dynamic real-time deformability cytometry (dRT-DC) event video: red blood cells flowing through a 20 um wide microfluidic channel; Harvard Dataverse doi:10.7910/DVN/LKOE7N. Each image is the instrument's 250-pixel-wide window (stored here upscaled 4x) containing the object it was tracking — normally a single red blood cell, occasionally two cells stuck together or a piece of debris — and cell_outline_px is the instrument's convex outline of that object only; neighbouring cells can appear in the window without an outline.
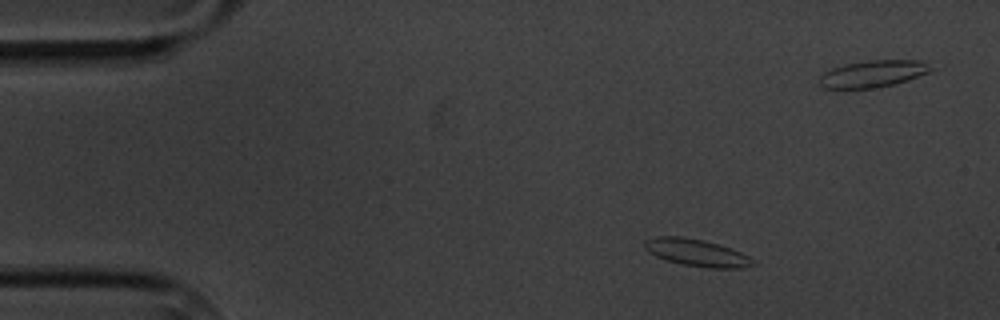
{"species": "common noctule bat (a hibernating species)", "species_latin": "Nyctalus noctula", "temperature_condition": "cold", "stored_images_in_passage": 15, "camera_frame_rate_fps": 3000, "um_per_image_px": 0.085, "animal": {"sex": "male", "body_mass_g": 20.1, "forearm_length_mm": 53.5}, "frame": {"image": 1, "passage_image": 2, "time_ms": 1.0, "image_size_px": [1000, 320], "cell_outline_px": [[756, 264], [744, 268], [708, 268], [684, 264], [668, 260], [656, 256], [648, 252], [644, 248], [644, 240], [656, 236], [680, 236], [704, 240], [732, 248], [756, 260]], "centroid_in_image_um": [59.24, 21.47], "position_along_channel_um": 25.8, "area_um2": 17.22}}
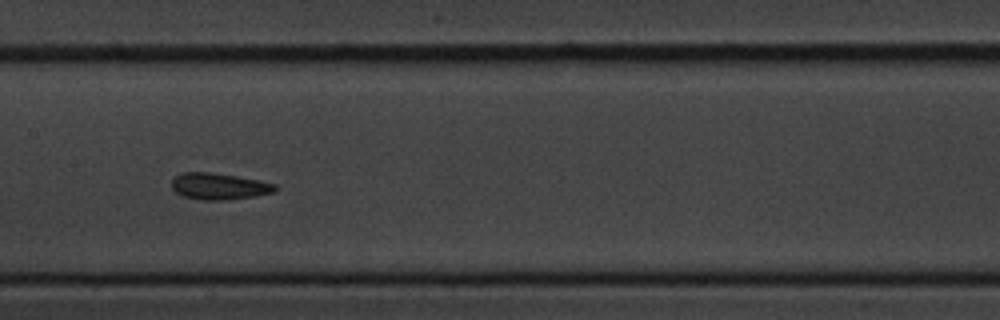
{"frame": {"image": 2, "passage_image": 7, "time_ms": 7.667, "image_size_px": [1000, 320], "cell_outline_px": [[280, 188], [276, 192], [256, 196], [228, 200], [200, 200], [184, 196], [176, 192], [172, 188], [172, 180], [180, 172], [212, 172], [236, 176], [276, 184]], "centroid_in_image_um": [18.65, 15.84], "position_along_channel_um": 188.8, "area_um2": 16.13}}
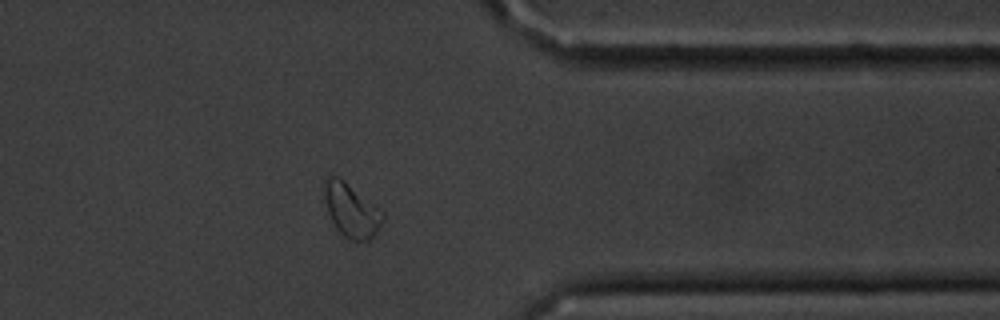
{"frame": {"image": 3, "passage_image": 12, "time_ms": 13.667, "image_size_px": [1000, 320], "cell_outline_px": [[384, 220], [376, 232], [368, 240], [348, 240], [336, 228], [328, 212], [324, 196], [324, 180], [332, 172], [344, 180], [384, 212]], "centroid_in_image_um": [29.85, 17.84], "position_along_channel_um": 381.6, "area_um2": 18.21}, "authors_computed_cell_mechanics": {"area_um2": 15.9528, "velocity_mm_per_s": 3.3892, "shape_relaxation_time_tau1_ms": null, "shape_relaxation_time_tau2_ms": 2.9318, "deformation_change_tau1": null, "deformation_change_tau2": 0.0792}}